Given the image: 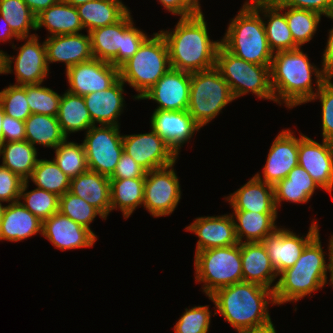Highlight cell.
<instances>
[{
  "label": "cell",
  "instance_id": "cell-1",
  "mask_svg": "<svg viewBox=\"0 0 333 333\" xmlns=\"http://www.w3.org/2000/svg\"><path fill=\"white\" fill-rule=\"evenodd\" d=\"M308 58L301 47L274 53L270 66V84L275 103H284L291 109L309 102L317 93L328 76L323 68L312 65ZM312 75L316 78L317 87H313ZM315 87L316 91L313 90Z\"/></svg>",
  "mask_w": 333,
  "mask_h": 333
},
{
  "label": "cell",
  "instance_id": "cell-2",
  "mask_svg": "<svg viewBox=\"0 0 333 333\" xmlns=\"http://www.w3.org/2000/svg\"><path fill=\"white\" fill-rule=\"evenodd\" d=\"M172 30L159 31L166 41L172 69L193 73L215 67L221 41L210 40L203 12L180 17Z\"/></svg>",
  "mask_w": 333,
  "mask_h": 333
},
{
  "label": "cell",
  "instance_id": "cell-3",
  "mask_svg": "<svg viewBox=\"0 0 333 333\" xmlns=\"http://www.w3.org/2000/svg\"><path fill=\"white\" fill-rule=\"evenodd\" d=\"M209 300L217 308L214 315L219 313L238 333L271 323L268 305H276L272 289L244 281L217 289Z\"/></svg>",
  "mask_w": 333,
  "mask_h": 333
},
{
  "label": "cell",
  "instance_id": "cell-4",
  "mask_svg": "<svg viewBox=\"0 0 333 333\" xmlns=\"http://www.w3.org/2000/svg\"><path fill=\"white\" fill-rule=\"evenodd\" d=\"M319 233L305 246L295 264L281 272L274 289L276 305L297 302L323 288L327 282L330 262H326Z\"/></svg>",
  "mask_w": 333,
  "mask_h": 333
},
{
  "label": "cell",
  "instance_id": "cell-5",
  "mask_svg": "<svg viewBox=\"0 0 333 333\" xmlns=\"http://www.w3.org/2000/svg\"><path fill=\"white\" fill-rule=\"evenodd\" d=\"M230 21L220 40L221 45L247 62L271 66L274 53L269 47L260 12L246 0L238 14Z\"/></svg>",
  "mask_w": 333,
  "mask_h": 333
},
{
  "label": "cell",
  "instance_id": "cell-6",
  "mask_svg": "<svg viewBox=\"0 0 333 333\" xmlns=\"http://www.w3.org/2000/svg\"><path fill=\"white\" fill-rule=\"evenodd\" d=\"M138 51L119 67V78L133 87L139 100L171 68L166 41L160 32L153 33Z\"/></svg>",
  "mask_w": 333,
  "mask_h": 333
},
{
  "label": "cell",
  "instance_id": "cell-7",
  "mask_svg": "<svg viewBox=\"0 0 333 333\" xmlns=\"http://www.w3.org/2000/svg\"><path fill=\"white\" fill-rule=\"evenodd\" d=\"M196 282L208 297L217 289L243 281L241 243L206 249L194 256Z\"/></svg>",
  "mask_w": 333,
  "mask_h": 333
},
{
  "label": "cell",
  "instance_id": "cell-8",
  "mask_svg": "<svg viewBox=\"0 0 333 333\" xmlns=\"http://www.w3.org/2000/svg\"><path fill=\"white\" fill-rule=\"evenodd\" d=\"M215 67L228 83L234 99L252 92L260 99L275 102L270 84V66L247 62L220 45Z\"/></svg>",
  "mask_w": 333,
  "mask_h": 333
},
{
  "label": "cell",
  "instance_id": "cell-9",
  "mask_svg": "<svg viewBox=\"0 0 333 333\" xmlns=\"http://www.w3.org/2000/svg\"><path fill=\"white\" fill-rule=\"evenodd\" d=\"M233 100L228 83L216 67L191 73L187 111L201 128Z\"/></svg>",
  "mask_w": 333,
  "mask_h": 333
},
{
  "label": "cell",
  "instance_id": "cell-10",
  "mask_svg": "<svg viewBox=\"0 0 333 333\" xmlns=\"http://www.w3.org/2000/svg\"><path fill=\"white\" fill-rule=\"evenodd\" d=\"M120 127L93 125L86 131L83 145L88 169L111 177L123 152V135Z\"/></svg>",
  "mask_w": 333,
  "mask_h": 333
},
{
  "label": "cell",
  "instance_id": "cell-11",
  "mask_svg": "<svg viewBox=\"0 0 333 333\" xmlns=\"http://www.w3.org/2000/svg\"><path fill=\"white\" fill-rule=\"evenodd\" d=\"M38 37V35H34L19 38V41L25 40V43L18 47L16 57L2 53V74L13 73L14 70L16 85L43 83L49 74L45 42L41 44Z\"/></svg>",
  "mask_w": 333,
  "mask_h": 333
},
{
  "label": "cell",
  "instance_id": "cell-12",
  "mask_svg": "<svg viewBox=\"0 0 333 333\" xmlns=\"http://www.w3.org/2000/svg\"><path fill=\"white\" fill-rule=\"evenodd\" d=\"M174 164L146 171L143 207L153 217L173 213L181 199V187Z\"/></svg>",
  "mask_w": 333,
  "mask_h": 333
},
{
  "label": "cell",
  "instance_id": "cell-13",
  "mask_svg": "<svg viewBox=\"0 0 333 333\" xmlns=\"http://www.w3.org/2000/svg\"><path fill=\"white\" fill-rule=\"evenodd\" d=\"M123 151L146 171L175 164L179 157L153 129L149 133L123 135Z\"/></svg>",
  "mask_w": 333,
  "mask_h": 333
},
{
  "label": "cell",
  "instance_id": "cell-14",
  "mask_svg": "<svg viewBox=\"0 0 333 333\" xmlns=\"http://www.w3.org/2000/svg\"><path fill=\"white\" fill-rule=\"evenodd\" d=\"M69 83L67 91L85 96L107 90L119 79V68L111 63L92 58L66 70Z\"/></svg>",
  "mask_w": 333,
  "mask_h": 333
},
{
  "label": "cell",
  "instance_id": "cell-15",
  "mask_svg": "<svg viewBox=\"0 0 333 333\" xmlns=\"http://www.w3.org/2000/svg\"><path fill=\"white\" fill-rule=\"evenodd\" d=\"M298 165L304 168L318 185L331 194L333 190V142L322 144L300 133Z\"/></svg>",
  "mask_w": 333,
  "mask_h": 333
},
{
  "label": "cell",
  "instance_id": "cell-16",
  "mask_svg": "<svg viewBox=\"0 0 333 333\" xmlns=\"http://www.w3.org/2000/svg\"><path fill=\"white\" fill-rule=\"evenodd\" d=\"M318 227L313 221L305 237L279 227L262 241L278 275L295 264L305 246L319 233Z\"/></svg>",
  "mask_w": 333,
  "mask_h": 333
},
{
  "label": "cell",
  "instance_id": "cell-17",
  "mask_svg": "<svg viewBox=\"0 0 333 333\" xmlns=\"http://www.w3.org/2000/svg\"><path fill=\"white\" fill-rule=\"evenodd\" d=\"M191 73L170 68L140 100H153L155 110L182 111L189 104Z\"/></svg>",
  "mask_w": 333,
  "mask_h": 333
},
{
  "label": "cell",
  "instance_id": "cell-18",
  "mask_svg": "<svg viewBox=\"0 0 333 333\" xmlns=\"http://www.w3.org/2000/svg\"><path fill=\"white\" fill-rule=\"evenodd\" d=\"M293 133L290 129L282 130L274 139L263 167V178L260 173L255 174L259 180L275 186L298 166L299 138Z\"/></svg>",
  "mask_w": 333,
  "mask_h": 333
},
{
  "label": "cell",
  "instance_id": "cell-19",
  "mask_svg": "<svg viewBox=\"0 0 333 333\" xmlns=\"http://www.w3.org/2000/svg\"><path fill=\"white\" fill-rule=\"evenodd\" d=\"M58 250L92 247L97 236L60 212L42 221V234Z\"/></svg>",
  "mask_w": 333,
  "mask_h": 333
},
{
  "label": "cell",
  "instance_id": "cell-20",
  "mask_svg": "<svg viewBox=\"0 0 333 333\" xmlns=\"http://www.w3.org/2000/svg\"><path fill=\"white\" fill-rule=\"evenodd\" d=\"M150 127L153 129L178 156L181 146L192 138L200 126L187 110L164 111L154 110Z\"/></svg>",
  "mask_w": 333,
  "mask_h": 333
},
{
  "label": "cell",
  "instance_id": "cell-21",
  "mask_svg": "<svg viewBox=\"0 0 333 333\" xmlns=\"http://www.w3.org/2000/svg\"><path fill=\"white\" fill-rule=\"evenodd\" d=\"M185 229L198 236L195 253L239 244L231 214L197 217Z\"/></svg>",
  "mask_w": 333,
  "mask_h": 333
},
{
  "label": "cell",
  "instance_id": "cell-22",
  "mask_svg": "<svg viewBox=\"0 0 333 333\" xmlns=\"http://www.w3.org/2000/svg\"><path fill=\"white\" fill-rule=\"evenodd\" d=\"M44 42L48 67L53 62H64L67 70L93 58L89 33L48 36Z\"/></svg>",
  "mask_w": 333,
  "mask_h": 333
},
{
  "label": "cell",
  "instance_id": "cell-23",
  "mask_svg": "<svg viewBox=\"0 0 333 333\" xmlns=\"http://www.w3.org/2000/svg\"><path fill=\"white\" fill-rule=\"evenodd\" d=\"M124 83L120 78L107 90L83 96L94 125L119 126L118 117L124 110Z\"/></svg>",
  "mask_w": 333,
  "mask_h": 333
},
{
  "label": "cell",
  "instance_id": "cell-24",
  "mask_svg": "<svg viewBox=\"0 0 333 333\" xmlns=\"http://www.w3.org/2000/svg\"><path fill=\"white\" fill-rule=\"evenodd\" d=\"M249 2L261 16L267 19L266 22L263 18V22L268 44L273 53L299 48L291 35L284 10H281L273 0H250Z\"/></svg>",
  "mask_w": 333,
  "mask_h": 333
},
{
  "label": "cell",
  "instance_id": "cell-25",
  "mask_svg": "<svg viewBox=\"0 0 333 333\" xmlns=\"http://www.w3.org/2000/svg\"><path fill=\"white\" fill-rule=\"evenodd\" d=\"M225 197L233 211L277 213L274 203V187L255 175L234 193Z\"/></svg>",
  "mask_w": 333,
  "mask_h": 333
},
{
  "label": "cell",
  "instance_id": "cell-26",
  "mask_svg": "<svg viewBox=\"0 0 333 333\" xmlns=\"http://www.w3.org/2000/svg\"><path fill=\"white\" fill-rule=\"evenodd\" d=\"M241 261L244 282L256 283L274 291L276 285L272 283L278 274L262 242L241 243Z\"/></svg>",
  "mask_w": 333,
  "mask_h": 333
},
{
  "label": "cell",
  "instance_id": "cell-27",
  "mask_svg": "<svg viewBox=\"0 0 333 333\" xmlns=\"http://www.w3.org/2000/svg\"><path fill=\"white\" fill-rule=\"evenodd\" d=\"M42 234V221L17 201L6 205L0 221V241L18 242Z\"/></svg>",
  "mask_w": 333,
  "mask_h": 333
},
{
  "label": "cell",
  "instance_id": "cell-28",
  "mask_svg": "<svg viewBox=\"0 0 333 333\" xmlns=\"http://www.w3.org/2000/svg\"><path fill=\"white\" fill-rule=\"evenodd\" d=\"M69 191L87 201L105 219L111 212L109 177L88 170L71 179Z\"/></svg>",
  "mask_w": 333,
  "mask_h": 333
},
{
  "label": "cell",
  "instance_id": "cell-29",
  "mask_svg": "<svg viewBox=\"0 0 333 333\" xmlns=\"http://www.w3.org/2000/svg\"><path fill=\"white\" fill-rule=\"evenodd\" d=\"M273 187L274 203L277 210L281 206V201L307 203L316 188H321L309 173L299 165L294 167L286 178Z\"/></svg>",
  "mask_w": 333,
  "mask_h": 333
},
{
  "label": "cell",
  "instance_id": "cell-30",
  "mask_svg": "<svg viewBox=\"0 0 333 333\" xmlns=\"http://www.w3.org/2000/svg\"><path fill=\"white\" fill-rule=\"evenodd\" d=\"M47 28L51 36L76 34L84 28L76 7L60 0L36 16V30Z\"/></svg>",
  "mask_w": 333,
  "mask_h": 333
},
{
  "label": "cell",
  "instance_id": "cell-31",
  "mask_svg": "<svg viewBox=\"0 0 333 333\" xmlns=\"http://www.w3.org/2000/svg\"><path fill=\"white\" fill-rule=\"evenodd\" d=\"M87 32L118 22L128 11L122 0H93L76 7Z\"/></svg>",
  "mask_w": 333,
  "mask_h": 333
},
{
  "label": "cell",
  "instance_id": "cell-32",
  "mask_svg": "<svg viewBox=\"0 0 333 333\" xmlns=\"http://www.w3.org/2000/svg\"><path fill=\"white\" fill-rule=\"evenodd\" d=\"M277 214L234 211L231 215L234 220L238 242H262L268 235L278 229L275 224ZM244 237L246 241H243Z\"/></svg>",
  "mask_w": 333,
  "mask_h": 333
},
{
  "label": "cell",
  "instance_id": "cell-33",
  "mask_svg": "<svg viewBox=\"0 0 333 333\" xmlns=\"http://www.w3.org/2000/svg\"><path fill=\"white\" fill-rule=\"evenodd\" d=\"M57 119L63 134L88 130L94 124L90 118L83 96L65 91L61 95Z\"/></svg>",
  "mask_w": 333,
  "mask_h": 333
},
{
  "label": "cell",
  "instance_id": "cell-34",
  "mask_svg": "<svg viewBox=\"0 0 333 333\" xmlns=\"http://www.w3.org/2000/svg\"><path fill=\"white\" fill-rule=\"evenodd\" d=\"M145 178L110 179L111 211L118 208L128 219L144 202Z\"/></svg>",
  "mask_w": 333,
  "mask_h": 333
},
{
  "label": "cell",
  "instance_id": "cell-35",
  "mask_svg": "<svg viewBox=\"0 0 333 333\" xmlns=\"http://www.w3.org/2000/svg\"><path fill=\"white\" fill-rule=\"evenodd\" d=\"M4 167L27 181L36 167L37 148L28 141L3 142L0 146V157Z\"/></svg>",
  "mask_w": 333,
  "mask_h": 333
},
{
  "label": "cell",
  "instance_id": "cell-36",
  "mask_svg": "<svg viewBox=\"0 0 333 333\" xmlns=\"http://www.w3.org/2000/svg\"><path fill=\"white\" fill-rule=\"evenodd\" d=\"M25 136L32 146L56 148L67 137L63 134L57 117L31 114L25 121Z\"/></svg>",
  "mask_w": 333,
  "mask_h": 333
},
{
  "label": "cell",
  "instance_id": "cell-37",
  "mask_svg": "<svg viewBox=\"0 0 333 333\" xmlns=\"http://www.w3.org/2000/svg\"><path fill=\"white\" fill-rule=\"evenodd\" d=\"M93 58L110 63L122 49L123 17L116 23L89 32Z\"/></svg>",
  "mask_w": 333,
  "mask_h": 333
},
{
  "label": "cell",
  "instance_id": "cell-38",
  "mask_svg": "<svg viewBox=\"0 0 333 333\" xmlns=\"http://www.w3.org/2000/svg\"><path fill=\"white\" fill-rule=\"evenodd\" d=\"M281 10H285L286 21L294 42L302 48L312 40L321 21V15L314 11L284 6L279 0H273Z\"/></svg>",
  "mask_w": 333,
  "mask_h": 333
},
{
  "label": "cell",
  "instance_id": "cell-39",
  "mask_svg": "<svg viewBox=\"0 0 333 333\" xmlns=\"http://www.w3.org/2000/svg\"><path fill=\"white\" fill-rule=\"evenodd\" d=\"M38 187L61 196L70 190L69 178L54 160L38 159L36 167L28 178Z\"/></svg>",
  "mask_w": 333,
  "mask_h": 333
},
{
  "label": "cell",
  "instance_id": "cell-40",
  "mask_svg": "<svg viewBox=\"0 0 333 333\" xmlns=\"http://www.w3.org/2000/svg\"><path fill=\"white\" fill-rule=\"evenodd\" d=\"M0 15L18 38L37 35L29 33L30 29L36 31V15L23 0H0Z\"/></svg>",
  "mask_w": 333,
  "mask_h": 333
},
{
  "label": "cell",
  "instance_id": "cell-41",
  "mask_svg": "<svg viewBox=\"0 0 333 333\" xmlns=\"http://www.w3.org/2000/svg\"><path fill=\"white\" fill-rule=\"evenodd\" d=\"M28 182L24 181L19 198L24 200L21 203L27 210L41 221L59 212V196L38 187L27 192Z\"/></svg>",
  "mask_w": 333,
  "mask_h": 333
},
{
  "label": "cell",
  "instance_id": "cell-42",
  "mask_svg": "<svg viewBox=\"0 0 333 333\" xmlns=\"http://www.w3.org/2000/svg\"><path fill=\"white\" fill-rule=\"evenodd\" d=\"M66 138L55 149V158L58 167L69 177L74 178L88 171L87 159L83 143L68 142Z\"/></svg>",
  "mask_w": 333,
  "mask_h": 333
},
{
  "label": "cell",
  "instance_id": "cell-43",
  "mask_svg": "<svg viewBox=\"0 0 333 333\" xmlns=\"http://www.w3.org/2000/svg\"><path fill=\"white\" fill-rule=\"evenodd\" d=\"M59 212L89 230L97 215L106 220L96 208L70 191L59 197Z\"/></svg>",
  "mask_w": 333,
  "mask_h": 333
},
{
  "label": "cell",
  "instance_id": "cell-44",
  "mask_svg": "<svg viewBox=\"0 0 333 333\" xmlns=\"http://www.w3.org/2000/svg\"><path fill=\"white\" fill-rule=\"evenodd\" d=\"M40 84L25 85L26 99L32 114H43L56 117L61 95L51 88Z\"/></svg>",
  "mask_w": 333,
  "mask_h": 333
},
{
  "label": "cell",
  "instance_id": "cell-45",
  "mask_svg": "<svg viewBox=\"0 0 333 333\" xmlns=\"http://www.w3.org/2000/svg\"><path fill=\"white\" fill-rule=\"evenodd\" d=\"M130 10L123 16V43L116 57L110 62L115 67H120L130 59L139 49L141 44L149 37L141 29L134 26Z\"/></svg>",
  "mask_w": 333,
  "mask_h": 333
},
{
  "label": "cell",
  "instance_id": "cell-46",
  "mask_svg": "<svg viewBox=\"0 0 333 333\" xmlns=\"http://www.w3.org/2000/svg\"><path fill=\"white\" fill-rule=\"evenodd\" d=\"M0 103L6 115L25 121L32 113L26 99L25 85H9L0 91Z\"/></svg>",
  "mask_w": 333,
  "mask_h": 333
},
{
  "label": "cell",
  "instance_id": "cell-47",
  "mask_svg": "<svg viewBox=\"0 0 333 333\" xmlns=\"http://www.w3.org/2000/svg\"><path fill=\"white\" fill-rule=\"evenodd\" d=\"M211 313L207 305L185 308V312L174 326L175 333H208Z\"/></svg>",
  "mask_w": 333,
  "mask_h": 333
},
{
  "label": "cell",
  "instance_id": "cell-48",
  "mask_svg": "<svg viewBox=\"0 0 333 333\" xmlns=\"http://www.w3.org/2000/svg\"><path fill=\"white\" fill-rule=\"evenodd\" d=\"M333 77L328 76L321 84L311 101L319 99L322 108V137L326 141L333 142Z\"/></svg>",
  "mask_w": 333,
  "mask_h": 333
},
{
  "label": "cell",
  "instance_id": "cell-49",
  "mask_svg": "<svg viewBox=\"0 0 333 333\" xmlns=\"http://www.w3.org/2000/svg\"><path fill=\"white\" fill-rule=\"evenodd\" d=\"M23 180L3 165H0V200L7 203L19 201Z\"/></svg>",
  "mask_w": 333,
  "mask_h": 333
},
{
  "label": "cell",
  "instance_id": "cell-50",
  "mask_svg": "<svg viewBox=\"0 0 333 333\" xmlns=\"http://www.w3.org/2000/svg\"><path fill=\"white\" fill-rule=\"evenodd\" d=\"M146 170L130 155L122 152L116 169L110 179L145 178Z\"/></svg>",
  "mask_w": 333,
  "mask_h": 333
},
{
  "label": "cell",
  "instance_id": "cell-51",
  "mask_svg": "<svg viewBox=\"0 0 333 333\" xmlns=\"http://www.w3.org/2000/svg\"><path fill=\"white\" fill-rule=\"evenodd\" d=\"M284 6L314 11L321 16L333 15V0H279Z\"/></svg>",
  "mask_w": 333,
  "mask_h": 333
},
{
  "label": "cell",
  "instance_id": "cell-52",
  "mask_svg": "<svg viewBox=\"0 0 333 333\" xmlns=\"http://www.w3.org/2000/svg\"><path fill=\"white\" fill-rule=\"evenodd\" d=\"M165 9L180 17H190L202 13L199 0H159Z\"/></svg>",
  "mask_w": 333,
  "mask_h": 333
},
{
  "label": "cell",
  "instance_id": "cell-53",
  "mask_svg": "<svg viewBox=\"0 0 333 333\" xmlns=\"http://www.w3.org/2000/svg\"><path fill=\"white\" fill-rule=\"evenodd\" d=\"M2 131L4 142L24 141L26 139L24 121L6 114L2 121Z\"/></svg>",
  "mask_w": 333,
  "mask_h": 333
},
{
  "label": "cell",
  "instance_id": "cell-54",
  "mask_svg": "<svg viewBox=\"0 0 333 333\" xmlns=\"http://www.w3.org/2000/svg\"><path fill=\"white\" fill-rule=\"evenodd\" d=\"M333 20V15L328 16ZM326 47L323 52L322 68L327 76L333 77V27L329 30Z\"/></svg>",
  "mask_w": 333,
  "mask_h": 333
},
{
  "label": "cell",
  "instance_id": "cell-55",
  "mask_svg": "<svg viewBox=\"0 0 333 333\" xmlns=\"http://www.w3.org/2000/svg\"><path fill=\"white\" fill-rule=\"evenodd\" d=\"M29 9L37 16L41 11L48 9L60 0H23Z\"/></svg>",
  "mask_w": 333,
  "mask_h": 333
},
{
  "label": "cell",
  "instance_id": "cell-56",
  "mask_svg": "<svg viewBox=\"0 0 333 333\" xmlns=\"http://www.w3.org/2000/svg\"><path fill=\"white\" fill-rule=\"evenodd\" d=\"M0 20H1V25H3V27H1L0 30V41L2 42H6V41H11L13 38L14 39H19L11 30L9 24L6 22V20L4 19V17L2 15H0Z\"/></svg>",
  "mask_w": 333,
  "mask_h": 333
},
{
  "label": "cell",
  "instance_id": "cell-57",
  "mask_svg": "<svg viewBox=\"0 0 333 333\" xmlns=\"http://www.w3.org/2000/svg\"><path fill=\"white\" fill-rule=\"evenodd\" d=\"M239 333H276L274 324L271 322L268 325L258 327V328H252L249 330H245Z\"/></svg>",
  "mask_w": 333,
  "mask_h": 333
},
{
  "label": "cell",
  "instance_id": "cell-58",
  "mask_svg": "<svg viewBox=\"0 0 333 333\" xmlns=\"http://www.w3.org/2000/svg\"><path fill=\"white\" fill-rule=\"evenodd\" d=\"M328 261L330 262V280L329 282L332 284L333 287V235L331 236L329 240V245H328Z\"/></svg>",
  "mask_w": 333,
  "mask_h": 333
},
{
  "label": "cell",
  "instance_id": "cell-59",
  "mask_svg": "<svg viewBox=\"0 0 333 333\" xmlns=\"http://www.w3.org/2000/svg\"><path fill=\"white\" fill-rule=\"evenodd\" d=\"M4 115H5L4 108L0 103V146L4 142L3 131H2V121L4 119Z\"/></svg>",
  "mask_w": 333,
  "mask_h": 333
},
{
  "label": "cell",
  "instance_id": "cell-60",
  "mask_svg": "<svg viewBox=\"0 0 333 333\" xmlns=\"http://www.w3.org/2000/svg\"><path fill=\"white\" fill-rule=\"evenodd\" d=\"M64 2H66L67 4H70L74 7L80 6L84 3H87L89 1H93V0H62Z\"/></svg>",
  "mask_w": 333,
  "mask_h": 333
},
{
  "label": "cell",
  "instance_id": "cell-61",
  "mask_svg": "<svg viewBox=\"0 0 333 333\" xmlns=\"http://www.w3.org/2000/svg\"><path fill=\"white\" fill-rule=\"evenodd\" d=\"M2 202L3 201L0 200V221H1V218L3 216L4 209L6 207L5 205L4 206L2 205Z\"/></svg>",
  "mask_w": 333,
  "mask_h": 333
},
{
  "label": "cell",
  "instance_id": "cell-62",
  "mask_svg": "<svg viewBox=\"0 0 333 333\" xmlns=\"http://www.w3.org/2000/svg\"><path fill=\"white\" fill-rule=\"evenodd\" d=\"M4 51L0 50V74H2V53Z\"/></svg>",
  "mask_w": 333,
  "mask_h": 333
}]
</instances>
